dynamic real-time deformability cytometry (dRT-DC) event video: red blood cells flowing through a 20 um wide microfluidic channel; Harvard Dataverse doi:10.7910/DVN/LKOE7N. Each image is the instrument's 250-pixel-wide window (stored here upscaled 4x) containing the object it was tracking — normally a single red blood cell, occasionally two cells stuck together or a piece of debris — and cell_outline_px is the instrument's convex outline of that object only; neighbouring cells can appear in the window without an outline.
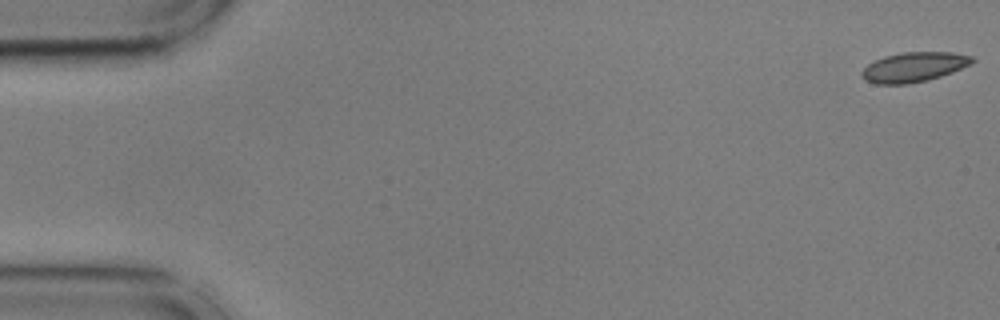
{"species": "common noctule bat (a hibernating species)", "species_latin": "Nyctalus noctula", "temperature_condition": "cold", "stored_images_in_passage": 55, "camera_frame_rate_fps": 3000, "um_per_image_px": 0.085, "animal": {"sex": "male", "body_mass_g": 17.9, "forearm_length_mm": 54.2}, "frame": {"image": 1, "passage_image": 1, "time_ms": 0.0, "image_size_px": [1000, 320], "cell_outline_px": [[976, 60], [952, 72], [928, 80], [908, 84], [876, 84], [864, 80], [860, 76], [860, 72], [868, 64], [884, 56], [904, 52], [952, 52], [972, 56]], "centroid_in_image_um": [77.63, 5.7], "position_along_channel_um": 7.4, "area_um2": 19.07}}
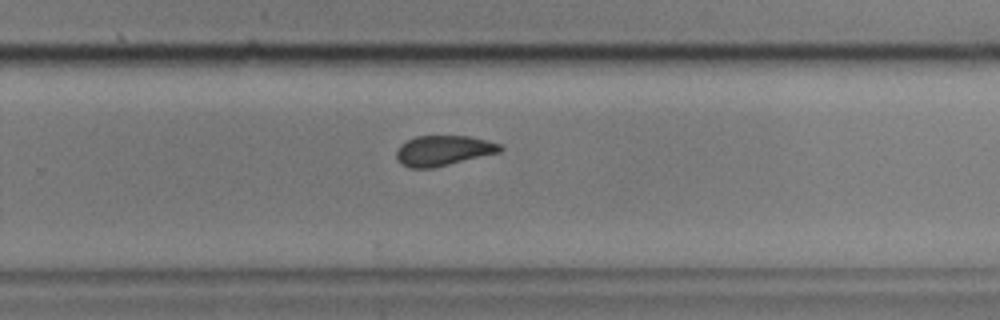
{"frame": {"image": 2, "passage_image": 36, "time_ms": 11.667, "image_size_px": [1000, 320], "cell_outline_px": [[504, 148], [500, 152], [432, 168], [408, 168], [400, 164], [396, 160], [396, 152], [400, 144], [416, 136], [468, 136], [488, 140], [500, 144]], "centroid_in_image_um": [37.65, 12.8], "position_along_channel_um": 292.1, "area_um2": 18.32}}
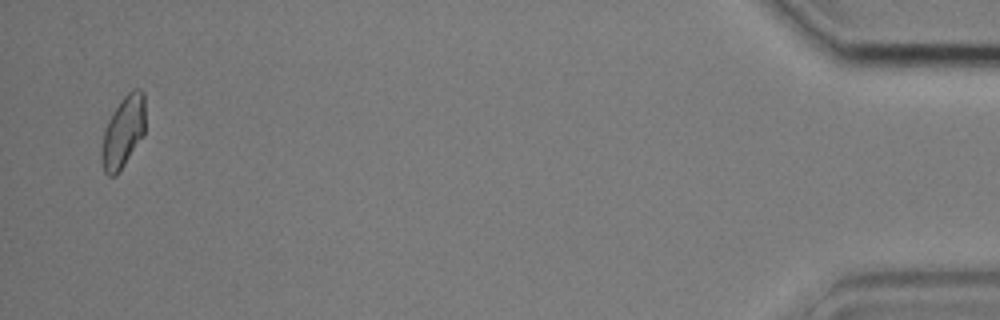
{"frame": {"image": 3, "passage_image": 54, "time_ms": 17.667, "image_size_px": [1000, 320], "cell_outline_px": [[144, 136], [116, 176], [108, 176], [104, 172], [100, 160], [100, 152], [104, 132], [108, 120], [112, 112], [120, 100], [132, 88], [140, 88], [144, 92]], "centroid_in_image_um": [10.46, 11.22], "position_along_channel_um": 424.7, "area_um2": 18.5}, "authors_computed_cell_mechanics": {"area_um2": 19.1896, "velocity_mm_per_s": 3.6131, "shape_relaxation_time_tau1_ms": 6.3483, "shape_relaxation_time_tau2_ms": 2.4939, "deformation_change_tau1": 0.0939, "deformation_change_tau2": 0.0563}}